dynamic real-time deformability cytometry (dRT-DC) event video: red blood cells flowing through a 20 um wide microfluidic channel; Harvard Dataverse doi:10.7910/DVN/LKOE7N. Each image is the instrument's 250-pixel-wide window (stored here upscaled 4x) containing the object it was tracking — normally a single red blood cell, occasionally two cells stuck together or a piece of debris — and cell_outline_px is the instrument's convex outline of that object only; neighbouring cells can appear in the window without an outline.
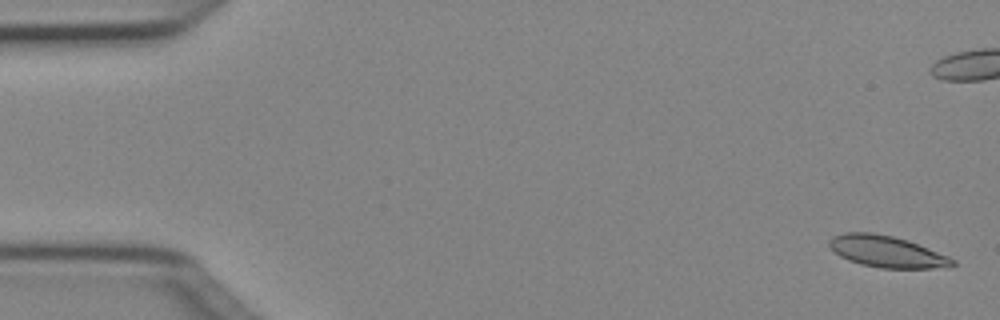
{"species": "Egyptian fruit bat (a non-hibernating species)", "species_latin": "Rousettus aegyptiacus", "temperature_condition": "cold", "stored_images_in_passage": 52, "camera_frame_rate_fps": 3000, "um_per_image_px": 0.085, "animal": {"sex": "female"}, "frame": {"image": 1, "passage_image": 2, "time_ms": 0.333, "image_size_px": [1000, 320], "cell_outline_px": [[956, 264], [952, 268], [880, 268], [860, 264], [848, 260], [840, 256], [828, 244], [828, 240], [832, 236], [844, 232], [872, 232], [892, 236], [908, 240], [948, 256], [956, 260]], "centroid_in_image_um": [75.4, 21.39], "position_along_channel_um": 9.6, "area_um2": 22.83}}
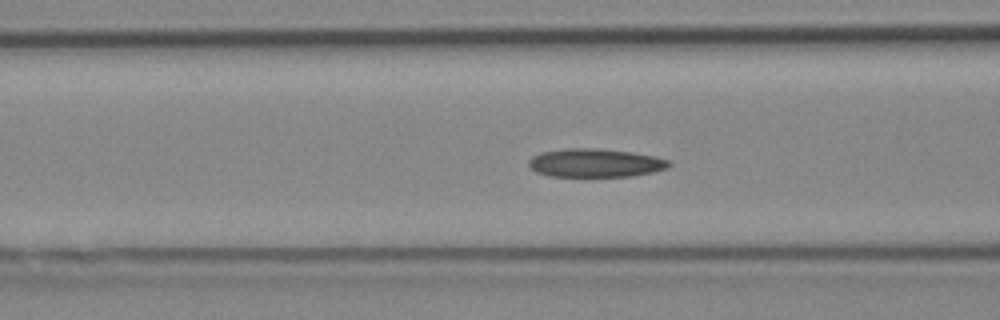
{"frame": {"image": 2, "passage_image": 20, "time_ms": 6.333, "image_size_px": [1000, 320], "cell_outline_px": [[672, 164], [668, 168], [652, 172], [632, 176], [548, 176], [536, 172], [528, 164], [528, 160], [532, 156], [540, 152], [564, 148], [600, 148], [632, 152], [656, 156], [668, 160]], "centroid_in_image_um": [50.59, 13.84], "position_along_channel_um": 116.0, "area_um2": 23.47}}
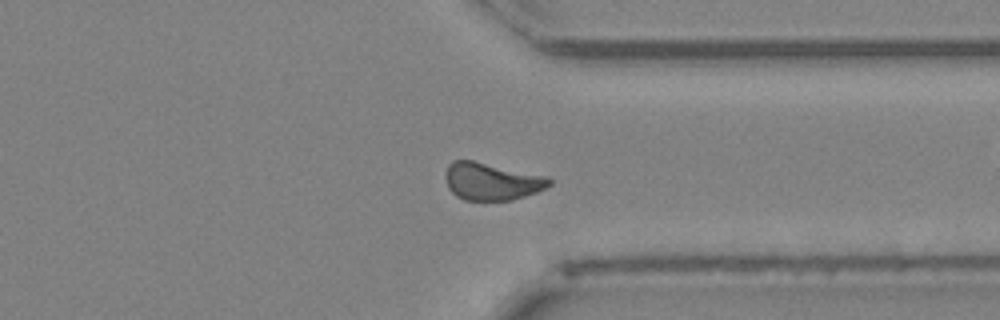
{"frame": {"image": 3, "passage_image": 39, "time_ms": 12.667, "image_size_px": [1000, 320], "cell_outline_px": [[552, 184], [536, 192], [512, 200], [464, 200], [456, 196], [448, 188], [444, 176], [444, 172], [448, 164], [452, 160], [472, 160], [548, 176], [552, 180]], "centroid_in_image_um": [41.76, 15.41], "position_along_channel_um": 369.6, "area_um2": 22.83}, "authors_computed_cell_mechanics": {"area_um2": 22.7443, "velocity_mm_per_s": 4.019, "shape_relaxation_time_tau1_ms": 11.0256, "shape_relaxation_time_tau2_ms": 5.5458, "deformation_change_tau1": 0.1731, "deformation_change_tau2": 0.1167}}